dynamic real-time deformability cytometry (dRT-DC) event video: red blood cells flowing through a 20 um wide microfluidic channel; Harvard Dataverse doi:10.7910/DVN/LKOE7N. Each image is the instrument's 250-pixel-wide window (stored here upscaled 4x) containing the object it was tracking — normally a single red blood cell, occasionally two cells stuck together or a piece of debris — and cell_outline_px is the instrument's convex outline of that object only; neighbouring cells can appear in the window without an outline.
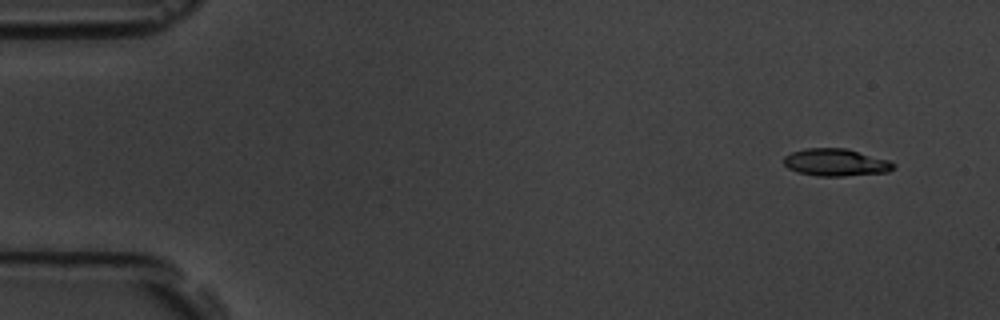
{"species": "common noctule bat (a hibernating species)", "species_latin": "Nyctalus noctula", "temperature_condition": "room temperature", "stored_images_in_passage": 5, "camera_frame_rate_fps": 3000, "um_per_image_px": 0.085, "animal": {"sex": "male", "body_mass_g": 19.5, "forearm_length_mm": 54.6}, "frame": {"image": 1, "passage_image": 1, "time_ms": 0.0, "image_size_px": [1000, 320], "cell_outline_px": [[896, 164], [888, 172], [844, 176], [816, 176], [796, 172], [788, 168], [784, 164], [784, 156], [792, 152], [804, 148], [844, 148], [888, 160]], "centroid_in_image_um": [71.0, 13.81], "position_along_channel_um": 14.0, "area_um2": 17.4}}
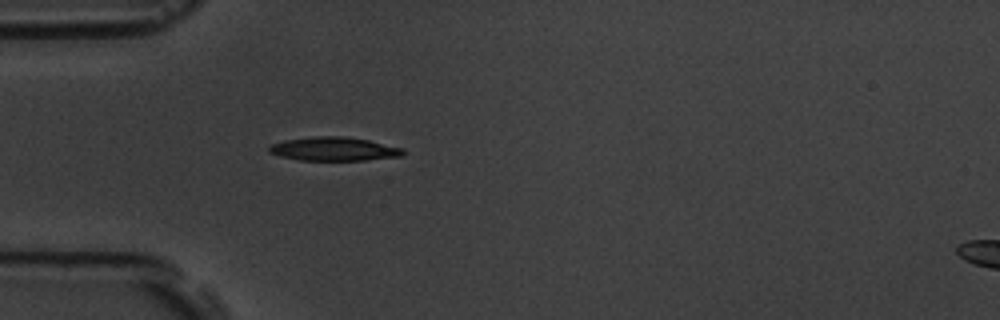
{"frame": {"image": 2, "passage_image": 5, "time_ms": 4.333, "image_size_px": [1000, 320], "cell_outline_px": [[404, 156], [364, 160], [300, 160], [280, 156], [268, 152], [268, 148], [272, 144], [284, 140], [312, 136], [344, 136], [368, 140], [404, 148]], "centroid_in_image_um": [28.39, 12.66], "position_along_channel_um": 56.6, "area_um2": 18.55}}